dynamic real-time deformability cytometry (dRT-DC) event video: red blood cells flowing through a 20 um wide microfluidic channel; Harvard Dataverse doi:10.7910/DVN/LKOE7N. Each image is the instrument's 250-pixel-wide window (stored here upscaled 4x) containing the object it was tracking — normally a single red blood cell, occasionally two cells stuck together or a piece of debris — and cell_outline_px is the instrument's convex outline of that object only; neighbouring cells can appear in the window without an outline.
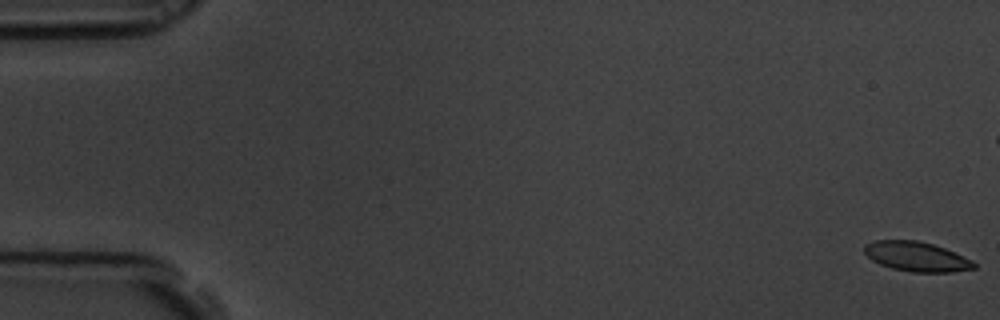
{"species": "common noctule bat (a hibernating species)", "species_latin": "Nyctalus noctula", "temperature_condition": "room temperature", "stored_images_in_passage": 60, "camera_frame_rate_fps": 3000, "um_per_image_px": 0.085, "animal": {"sex": "male", "body_mass_g": 19.5, "forearm_length_mm": 54.6}, "frame": {"image": 1, "passage_image": 1, "time_ms": 0.0, "image_size_px": [1000, 320], "cell_outline_px": [[976, 268], [952, 272], [912, 272], [892, 268], [880, 264], [872, 260], [864, 252], [864, 244], [876, 240], [916, 240], [932, 244], [944, 248], [972, 260], [976, 264]], "centroid_in_image_um": [77.89, 21.81], "position_along_channel_um": 7.1, "area_um2": 18.84}}
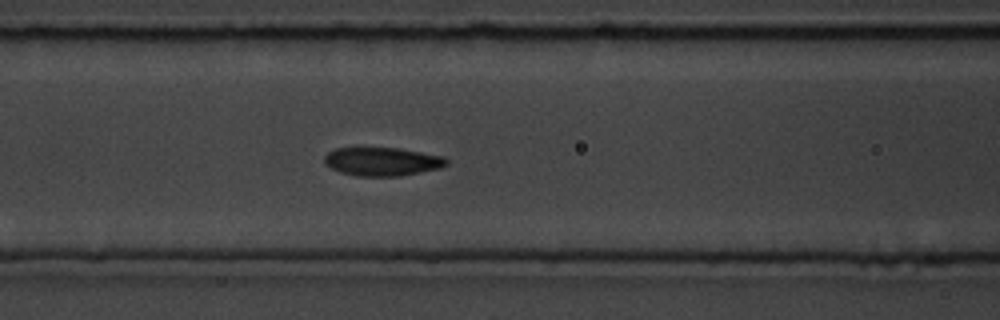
{"frame": {"image": 2, "passage_image": 25, "time_ms": 8.0, "image_size_px": [1000, 320], "cell_outline_px": [[448, 164], [440, 168], [400, 176], [356, 176], [340, 172], [324, 164], [324, 156], [328, 152], [336, 148], [400, 148], [444, 156], [448, 160]], "centroid_in_image_um": [32.49, 13.73], "position_along_channel_um": 134.1, "area_um2": 20.35}}
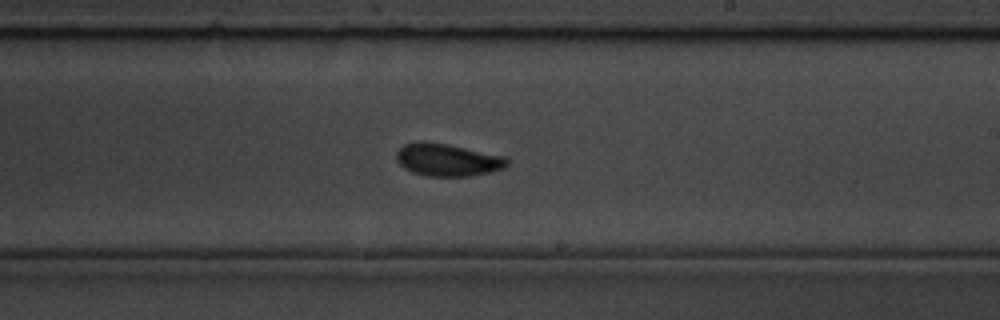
{"frame": {"image": 3, "passage_image": 35, "time_ms": 11.333, "image_size_px": [1000, 320], "cell_outline_px": [[508, 164], [504, 168], [488, 172], [468, 176], [428, 176], [412, 172], [404, 168], [396, 160], [396, 152], [404, 144], [416, 140], [424, 140], [448, 144], [504, 156], [508, 160]], "centroid_in_image_um": [37.99, 13.57], "position_along_channel_um": 251.0, "area_um2": 21.04}, "authors_computed_cell_mechanics": {"area_um2": 20.1144, "velocity_mm_per_s": 3.5155, "shape_relaxation_time_tau1_ms": 4.2868, "shape_relaxation_time_tau2_ms": 2.1562, "deformation_change_tau1": 0.1196, "deformation_change_tau2": 0.0601}}